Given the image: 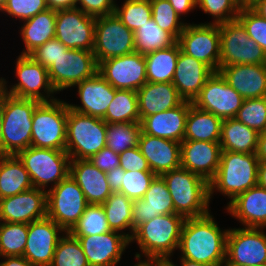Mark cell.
<instances>
[{
  "label": "cell",
  "instance_id": "cell-14",
  "mask_svg": "<svg viewBox=\"0 0 266 266\" xmlns=\"http://www.w3.org/2000/svg\"><path fill=\"white\" fill-rule=\"evenodd\" d=\"M98 73V63L93 51L68 49L48 68L50 82L55 91L70 89Z\"/></svg>",
  "mask_w": 266,
  "mask_h": 266
},
{
  "label": "cell",
  "instance_id": "cell-22",
  "mask_svg": "<svg viewBox=\"0 0 266 266\" xmlns=\"http://www.w3.org/2000/svg\"><path fill=\"white\" fill-rule=\"evenodd\" d=\"M73 88L77 89V98L81 103L73 104L68 101L69 108L101 119L104 118L116 92V89L98 73L92 78L79 82Z\"/></svg>",
  "mask_w": 266,
  "mask_h": 266
},
{
  "label": "cell",
  "instance_id": "cell-5",
  "mask_svg": "<svg viewBox=\"0 0 266 266\" xmlns=\"http://www.w3.org/2000/svg\"><path fill=\"white\" fill-rule=\"evenodd\" d=\"M39 103L3 91L2 156H16L31 146L32 118Z\"/></svg>",
  "mask_w": 266,
  "mask_h": 266
},
{
  "label": "cell",
  "instance_id": "cell-51",
  "mask_svg": "<svg viewBox=\"0 0 266 266\" xmlns=\"http://www.w3.org/2000/svg\"><path fill=\"white\" fill-rule=\"evenodd\" d=\"M67 50L68 48L59 40L52 38L42 46L36 48L29 54V56L34 61L40 63L43 67L48 69L53 63H55V60Z\"/></svg>",
  "mask_w": 266,
  "mask_h": 266
},
{
  "label": "cell",
  "instance_id": "cell-67",
  "mask_svg": "<svg viewBox=\"0 0 266 266\" xmlns=\"http://www.w3.org/2000/svg\"><path fill=\"white\" fill-rule=\"evenodd\" d=\"M157 266H165V261H157Z\"/></svg>",
  "mask_w": 266,
  "mask_h": 266
},
{
  "label": "cell",
  "instance_id": "cell-47",
  "mask_svg": "<svg viewBox=\"0 0 266 266\" xmlns=\"http://www.w3.org/2000/svg\"><path fill=\"white\" fill-rule=\"evenodd\" d=\"M235 118L258 133L265 131L266 97L244 99Z\"/></svg>",
  "mask_w": 266,
  "mask_h": 266
},
{
  "label": "cell",
  "instance_id": "cell-37",
  "mask_svg": "<svg viewBox=\"0 0 266 266\" xmlns=\"http://www.w3.org/2000/svg\"><path fill=\"white\" fill-rule=\"evenodd\" d=\"M132 204L133 201L120 192H112L102 204L110 229L129 240L132 238Z\"/></svg>",
  "mask_w": 266,
  "mask_h": 266
},
{
  "label": "cell",
  "instance_id": "cell-63",
  "mask_svg": "<svg viewBox=\"0 0 266 266\" xmlns=\"http://www.w3.org/2000/svg\"><path fill=\"white\" fill-rule=\"evenodd\" d=\"M3 91L0 89V156H2Z\"/></svg>",
  "mask_w": 266,
  "mask_h": 266
},
{
  "label": "cell",
  "instance_id": "cell-60",
  "mask_svg": "<svg viewBox=\"0 0 266 266\" xmlns=\"http://www.w3.org/2000/svg\"><path fill=\"white\" fill-rule=\"evenodd\" d=\"M249 7L260 17L266 19V0H255Z\"/></svg>",
  "mask_w": 266,
  "mask_h": 266
},
{
  "label": "cell",
  "instance_id": "cell-28",
  "mask_svg": "<svg viewBox=\"0 0 266 266\" xmlns=\"http://www.w3.org/2000/svg\"><path fill=\"white\" fill-rule=\"evenodd\" d=\"M191 105V101L184 100L173 109L146 116L140 121L141 132L181 143L184 141L186 118Z\"/></svg>",
  "mask_w": 266,
  "mask_h": 266
},
{
  "label": "cell",
  "instance_id": "cell-8",
  "mask_svg": "<svg viewBox=\"0 0 266 266\" xmlns=\"http://www.w3.org/2000/svg\"><path fill=\"white\" fill-rule=\"evenodd\" d=\"M107 123L69 108L65 151L71 159H89L106 147Z\"/></svg>",
  "mask_w": 266,
  "mask_h": 266
},
{
  "label": "cell",
  "instance_id": "cell-12",
  "mask_svg": "<svg viewBox=\"0 0 266 266\" xmlns=\"http://www.w3.org/2000/svg\"><path fill=\"white\" fill-rule=\"evenodd\" d=\"M265 229L242 226L229 228L224 266H266Z\"/></svg>",
  "mask_w": 266,
  "mask_h": 266
},
{
  "label": "cell",
  "instance_id": "cell-65",
  "mask_svg": "<svg viewBox=\"0 0 266 266\" xmlns=\"http://www.w3.org/2000/svg\"><path fill=\"white\" fill-rule=\"evenodd\" d=\"M7 0H0V12L2 11V9L4 8L5 4H6Z\"/></svg>",
  "mask_w": 266,
  "mask_h": 266
},
{
  "label": "cell",
  "instance_id": "cell-34",
  "mask_svg": "<svg viewBox=\"0 0 266 266\" xmlns=\"http://www.w3.org/2000/svg\"><path fill=\"white\" fill-rule=\"evenodd\" d=\"M223 119L210 112L189 107L184 141L220 142Z\"/></svg>",
  "mask_w": 266,
  "mask_h": 266
},
{
  "label": "cell",
  "instance_id": "cell-18",
  "mask_svg": "<svg viewBox=\"0 0 266 266\" xmlns=\"http://www.w3.org/2000/svg\"><path fill=\"white\" fill-rule=\"evenodd\" d=\"M98 74L115 89L137 91L147 82L145 56L133 52L104 60L98 64Z\"/></svg>",
  "mask_w": 266,
  "mask_h": 266
},
{
  "label": "cell",
  "instance_id": "cell-33",
  "mask_svg": "<svg viewBox=\"0 0 266 266\" xmlns=\"http://www.w3.org/2000/svg\"><path fill=\"white\" fill-rule=\"evenodd\" d=\"M259 133L236 118L223 119L220 145L222 151L256 154Z\"/></svg>",
  "mask_w": 266,
  "mask_h": 266
},
{
  "label": "cell",
  "instance_id": "cell-46",
  "mask_svg": "<svg viewBox=\"0 0 266 266\" xmlns=\"http://www.w3.org/2000/svg\"><path fill=\"white\" fill-rule=\"evenodd\" d=\"M242 5L238 0H196V8L210 15L207 24H223L237 19Z\"/></svg>",
  "mask_w": 266,
  "mask_h": 266
},
{
  "label": "cell",
  "instance_id": "cell-57",
  "mask_svg": "<svg viewBox=\"0 0 266 266\" xmlns=\"http://www.w3.org/2000/svg\"><path fill=\"white\" fill-rule=\"evenodd\" d=\"M48 9L59 11L71 8H77L78 0H45Z\"/></svg>",
  "mask_w": 266,
  "mask_h": 266
},
{
  "label": "cell",
  "instance_id": "cell-30",
  "mask_svg": "<svg viewBox=\"0 0 266 266\" xmlns=\"http://www.w3.org/2000/svg\"><path fill=\"white\" fill-rule=\"evenodd\" d=\"M69 175L83 191L88 204L102 205L112 193L106 172L87 159H71Z\"/></svg>",
  "mask_w": 266,
  "mask_h": 266
},
{
  "label": "cell",
  "instance_id": "cell-20",
  "mask_svg": "<svg viewBox=\"0 0 266 266\" xmlns=\"http://www.w3.org/2000/svg\"><path fill=\"white\" fill-rule=\"evenodd\" d=\"M47 216V193L31 188L11 197L0 199V222L26 223Z\"/></svg>",
  "mask_w": 266,
  "mask_h": 266
},
{
  "label": "cell",
  "instance_id": "cell-16",
  "mask_svg": "<svg viewBox=\"0 0 266 266\" xmlns=\"http://www.w3.org/2000/svg\"><path fill=\"white\" fill-rule=\"evenodd\" d=\"M244 98L222 77L214 72L205 82L192 104L221 119L235 118Z\"/></svg>",
  "mask_w": 266,
  "mask_h": 266
},
{
  "label": "cell",
  "instance_id": "cell-55",
  "mask_svg": "<svg viewBox=\"0 0 266 266\" xmlns=\"http://www.w3.org/2000/svg\"><path fill=\"white\" fill-rule=\"evenodd\" d=\"M177 13V15L184 20L189 12H194L196 8V0H168ZM187 15V16H186ZM184 17V18H183Z\"/></svg>",
  "mask_w": 266,
  "mask_h": 266
},
{
  "label": "cell",
  "instance_id": "cell-52",
  "mask_svg": "<svg viewBox=\"0 0 266 266\" xmlns=\"http://www.w3.org/2000/svg\"><path fill=\"white\" fill-rule=\"evenodd\" d=\"M120 167L124 171H151L138 146L119 154Z\"/></svg>",
  "mask_w": 266,
  "mask_h": 266
},
{
  "label": "cell",
  "instance_id": "cell-3",
  "mask_svg": "<svg viewBox=\"0 0 266 266\" xmlns=\"http://www.w3.org/2000/svg\"><path fill=\"white\" fill-rule=\"evenodd\" d=\"M259 163L253 153L221 151L217 173L209 182L210 202L218 192L231 202L239 194L256 186Z\"/></svg>",
  "mask_w": 266,
  "mask_h": 266
},
{
  "label": "cell",
  "instance_id": "cell-49",
  "mask_svg": "<svg viewBox=\"0 0 266 266\" xmlns=\"http://www.w3.org/2000/svg\"><path fill=\"white\" fill-rule=\"evenodd\" d=\"M237 20L243 25L248 36L266 52V19L260 17L249 6H242Z\"/></svg>",
  "mask_w": 266,
  "mask_h": 266
},
{
  "label": "cell",
  "instance_id": "cell-13",
  "mask_svg": "<svg viewBox=\"0 0 266 266\" xmlns=\"http://www.w3.org/2000/svg\"><path fill=\"white\" fill-rule=\"evenodd\" d=\"M135 52L134 32L115 13L96 17L93 53L97 63Z\"/></svg>",
  "mask_w": 266,
  "mask_h": 266
},
{
  "label": "cell",
  "instance_id": "cell-36",
  "mask_svg": "<svg viewBox=\"0 0 266 266\" xmlns=\"http://www.w3.org/2000/svg\"><path fill=\"white\" fill-rule=\"evenodd\" d=\"M180 50V45L176 42L166 49H159L144 55L147 82H172Z\"/></svg>",
  "mask_w": 266,
  "mask_h": 266
},
{
  "label": "cell",
  "instance_id": "cell-6",
  "mask_svg": "<svg viewBox=\"0 0 266 266\" xmlns=\"http://www.w3.org/2000/svg\"><path fill=\"white\" fill-rule=\"evenodd\" d=\"M16 156L28 171L33 186L46 192L70 174L71 158L65 150L30 146Z\"/></svg>",
  "mask_w": 266,
  "mask_h": 266
},
{
  "label": "cell",
  "instance_id": "cell-19",
  "mask_svg": "<svg viewBox=\"0 0 266 266\" xmlns=\"http://www.w3.org/2000/svg\"><path fill=\"white\" fill-rule=\"evenodd\" d=\"M65 231L51 218L44 217L28 224L23 257L34 266H50L59 239Z\"/></svg>",
  "mask_w": 266,
  "mask_h": 266
},
{
  "label": "cell",
  "instance_id": "cell-32",
  "mask_svg": "<svg viewBox=\"0 0 266 266\" xmlns=\"http://www.w3.org/2000/svg\"><path fill=\"white\" fill-rule=\"evenodd\" d=\"M56 15L57 11L47 9L20 22L18 33L25 46L23 45L24 48L19 55H29L39 46L55 38Z\"/></svg>",
  "mask_w": 266,
  "mask_h": 266
},
{
  "label": "cell",
  "instance_id": "cell-9",
  "mask_svg": "<svg viewBox=\"0 0 266 266\" xmlns=\"http://www.w3.org/2000/svg\"><path fill=\"white\" fill-rule=\"evenodd\" d=\"M67 116V101L40 102L33 113L31 146L65 150Z\"/></svg>",
  "mask_w": 266,
  "mask_h": 266
},
{
  "label": "cell",
  "instance_id": "cell-50",
  "mask_svg": "<svg viewBox=\"0 0 266 266\" xmlns=\"http://www.w3.org/2000/svg\"><path fill=\"white\" fill-rule=\"evenodd\" d=\"M47 9L45 0H7L0 13L22 22Z\"/></svg>",
  "mask_w": 266,
  "mask_h": 266
},
{
  "label": "cell",
  "instance_id": "cell-61",
  "mask_svg": "<svg viewBox=\"0 0 266 266\" xmlns=\"http://www.w3.org/2000/svg\"><path fill=\"white\" fill-rule=\"evenodd\" d=\"M260 187L266 189V161H262L258 166V183Z\"/></svg>",
  "mask_w": 266,
  "mask_h": 266
},
{
  "label": "cell",
  "instance_id": "cell-39",
  "mask_svg": "<svg viewBox=\"0 0 266 266\" xmlns=\"http://www.w3.org/2000/svg\"><path fill=\"white\" fill-rule=\"evenodd\" d=\"M103 120L106 123L140 122L137 91L116 89Z\"/></svg>",
  "mask_w": 266,
  "mask_h": 266
},
{
  "label": "cell",
  "instance_id": "cell-53",
  "mask_svg": "<svg viewBox=\"0 0 266 266\" xmlns=\"http://www.w3.org/2000/svg\"><path fill=\"white\" fill-rule=\"evenodd\" d=\"M117 0H78L77 8L85 14L99 17L113 14Z\"/></svg>",
  "mask_w": 266,
  "mask_h": 266
},
{
  "label": "cell",
  "instance_id": "cell-43",
  "mask_svg": "<svg viewBox=\"0 0 266 266\" xmlns=\"http://www.w3.org/2000/svg\"><path fill=\"white\" fill-rule=\"evenodd\" d=\"M115 6L114 13L133 32L152 18L150 0H124Z\"/></svg>",
  "mask_w": 266,
  "mask_h": 266
},
{
  "label": "cell",
  "instance_id": "cell-21",
  "mask_svg": "<svg viewBox=\"0 0 266 266\" xmlns=\"http://www.w3.org/2000/svg\"><path fill=\"white\" fill-rule=\"evenodd\" d=\"M74 237L79 240L90 266H118L130 245V240L116 231Z\"/></svg>",
  "mask_w": 266,
  "mask_h": 266
},
{
  "label": "cell",
  "instance_id": "cell-26",
  "mask_svg": "<svg viewBox=\"0 0 266 266\" xmlns=\"http://www.w3.org/2000/svg\"><path fill=\"white\" fill-rule=\"evenodd\" d=\"M218 72L244 99L266 97V64L230 65Z\"/></svg>",
  "mask_w": 266,
  "mask_h": 266
},
{
  "label": "cell",
  "instance_id": "cell-2",
  "mask_svg": "<svg viewBox=\"0 0 266 266\" xmlns=\"http://www.w3.org/2000/svg\"><path fill=\"white\" fill-rule=\"evenodd\" d=\"M185 217L172 213L158 215L138 226L130 239L136 243L140 252H135V259L168 261L178 250Z\"/></svg>",
  "mask_w": 266,
  "mask_h": 266
},
{
  "label": "cell",
  "instance_id": "cell-59",
  "mask_svg": "<svg viewBox=\"0 0 266 266\" xmlns=\"http://www.w3.org/2000/svg\"><path fill=\"white\" fill-rule=\"evenodd\" d=\"M256 155L260 162L266 161V130L259 133Z\"/></svg>",
  "mask_w": 266,
  "mask_h": 266
},
{
  "label": "cell",
  "instance_id": "cell-62",
  "mask_svg": "<svg viewBox=\"0 0 266 266\" xmlns=\"http://www.w3.org/2000/svg\"><path fill=\"white\" fill-rule=\"evenodd\" d=\"M179 258V266H209L207 264H204V263H200V262H195V261H190V260H187V259H184V258ZM173 266H178V263L175 262L172 260V259H169L168 260Z\"/></svg>",
  "mask_w": 266,
  "mask_h": 266
},
{
  "label": "cell",
  "instance_id": "cell-44",
  "mask_svg": "<svg viewBox=\"0 0 266 266\" xmlns=\"http://www.w3.org/2000/svg\"><path fill=\"white\" fill-rule=\"evenodd\" d=\"M112 231L102 205L89 204L84 213L69 231L72 236H89Z\"/></svg>",
  "mask_w": 266,
  "mask_h": 266
},
{
  "label": "cell",
  "instance_id": "cell-69",
  "mask_svg": "<svg viewBox=\"0 0 266 266\" xmlns=\"http://www.w3.org/2000/svg\"><path fill=\"white\" fill-rule=\"evenodd\" d=\"M242 6H245V0H238Z\"/></svg>",
  "mask_w": 266,
  "mask_h": 266
},
{
  "label": "cell",
  "instance_id": "cell-31",
  "mask_svg": "<svg viewBox=\"0 0 266 266\" xmlns=\"http://www.w3.org/2000/svg\"><path fill=\"white\" fill-rule=\"evenodd\" d=\"M137 96L140 121L146 116L173 109L184 101L172 82H146L137 90Z\"/></svg>",
  "mask_w": 266,
  "mask_h": 266
},
{
  "label": "cell",
  "instance_id": "cell-27",
  "mask_svg": "<svg viewBox=\"0 0 266 266\" xmlns=\"http://www.w3.org/2000/svg\"><path fill=\"white\" fill-rule=\"evenodd\" d=\"M224 209L243 227L266 228V189L257 184L228 202Z\"/></svg>",
  "mask_w": 266,
  "mask_h": 266
},
{
  "label": "cell",
  "instance_id": "cell-11",
  "mask_svg": "<svg viewBox=\"0 0 266 266\" xmlns=\"http://www.w3.org/2000/svg\"><path fill=\"white\" fill-rule=\"evenodd\" d=\"M220 67L266 64V52L251 39L236 19L219 25Z\"/></svg>",
  "mask_w": 266,
  "mask_h": 266
},
{
  "label": "cell",
  "instance_id": "cell-56",
  "mask_svg": "<svg viewBox=\"0 0 266 266\" xmlns=\"http://www.w3.org/2000/svg\"><path fill=\"white\" fill-rule=\"evenodd\" d=\"M125 171L121 167L112 169L106 173L107 181L112 192H119L121 190V179Z\"/></svg>",
  "mask_w": 266,
  "mask_h": 266
},
{
  "label": "cell",
  "instance_id": "cell-25",
  "mask_svg": "<svg viewBox=\"0 0 266 266\" xmlns=\"http://www.w3.org/2000/svg\"><path fill=\"white\" fill-rule=\"evenodd\" d=\"M138 147L155 175L181 167V143L177 141L141 132Z\"/></svg>",
  "mask_w": 266,
  "mask_h": 266
},
{
  "label": "cell",
  "instance_id": "cell-17",
  "mask_svg": "<svg viewBox=\"0 0 266 266\" xmlns=\"http://www.w3.org/2000/svg\"><path fill=\"white\" fill-rule=\"evenodd\" d=\"M96 17L79 8L57 11L55 38L68 49L93 51Z\"/></svg>",
  "mask_w": 266,
  "mask_h": 266
},
{
  "label": "cell",
  "instance_id": "cell-4",
  "mask_svg": "<svg viewBox=\"0 0 266 266\" xmlns=\"http://www.w3.org/2000/svg\"><path fill=\"white\" fill-rule=\"evenodd\" d=\"M161 176L167 184L175 213L185 218H193L204 216L211 211L209 183L204 178L182 167L165 172Z\"/></svg>",
  "mask_w": 266,
  "mask_h": 266
},
{
  "label": "cell",
  "instance_id": "cell-42",
  "mask_svg": "<svg viewBox=\"0 0 266 266\" xmlns=\"http://www.w3.org/2000/svg\"><path fill=\"white\" fill-rule=\"evenodd\" d=\"M50 266H90L77 238L69 232L59 239Z\"/></svg>",
  "mask_w": 266,
  "mask_h": 266
},
{
  "label": "cell",
  "instance_id": "cell-24",
  "mask_svg": "<svg viewBox=\"0 0 266 266\" xmlns=\"http://www.w3.org/2000/svg\"><path fill=\"white\" fill-rule=\"evenodd\" d=\"M221 151L219 142L182 141L181 167L209 183L217 173Z\"/></svg>",
  "mask_w": 266,
  "mask_h": 266
},
{
  "label": "cell",
  "instance_id": "cell-29",
  "mask_svg": "<svg viewBox=\"0 0 266 266\" xmlns=\"http://www.w3.org/2000/svg\"><path fill=\"white\" fill-rule=\"evenodd\" d=\"M213 73L206 64L180 50L172 83L184 100L192 102Z\"/></svg>",
  "mask_w": 266,
  "mask_h": 266
},
{
  "label": "cell",
  "instance_id": "cell-66",
  "mask_svg": "<svg viewBox=\"0 0 266 266\" xmlns=\"http://www.w3.org/2000/svg\"><path fill=\"white\" fill-rule=\"evenodd\" d=\"M255 0H245V6H249L251 3H253Z\"/></svg>",
  "mask_w": 266,
  "mask_h": 266
},
{
  "label": "cell",
  "instance_id": "cell-15",
  "mask_svg": "<svg viewBox=\"0 0 266 266\" xmlns=\"http://www.w3.org/2000/svg\"><path fill=\"white\" fill-rule=\"evenodd\" d=\"M177 42L181 51L204 64L213 72L220 67V29L217 24L186 23Z\"/></svg>",
  "mask_w": 266,
  "mask_h": 266
},
{
  "label": "cell",
  "instance_id": "cell-45",
  "mask_svg": "<svg viewBox=\"0 0 266 266\" xmlns=\"http://www.w3.org/2000/svg\"><path fill=\"white\" fill-rule=\"evenodd\" d=\"M152 19L162 29L169 32L176 40L187 22L180 18L168 0H150Z\"/></svg>",
  "mask_w": 266,
  "mask_h": 266
},
{
  "label": "cell",
  "instance_id": "cell-38",
  "mask_svg": "<svg viewBox=\"0 0 266 266\" xmlns=\"http://www.w3.org/2000/svg\"><path fill=\"white\" fill-rule=\"evenodd\" d=\"M135 52L146 55L159 49L174 45L177 40L167 31L162 30L151 18L134 31Z\"/></svg>",
  "mask_w": 266,
  "mask_h": 266
},
{
  "label": "cell",
  "instance_id": "cell-48",
  "mask_svg": "<svg viewBox=\"0 0 266 266\" xmlns=\"http://www.w3.org/2000/svg\"><path fill=\"white\" fill-rule=\"evenodd\" d=\"M156 175L152 171H125L121 179L120 193L132 201L144 197Z\"/></svg>",
  "mask_w": 266,
  "mask_h": 266
},
{
  "label": "cell",
  "instance_id": "cell-10",
  "mask_svg": "<svg viewBox=\"0 0 266 266\" xmlns=\"http://www.w3.org/2000/svg\"><path fill=\"white\" fill-rule=\"evenodd\" d=\"M46 193L47 217L51 218L65 232H69L89 205L83 191L68 175Z\"/></svg>",
  "mask_w": 266,
  "mask_h": 266
},
{
  "label": "cell",
  "instance_id": "cell-54",
  "mask_svg": "<svg viewBox=\"0 0 266 266\" xmlns=\"http://www.w3.org/2000/svg\"><path fill=\"white\" fill-rule=\"evenodd\" d=\"M88 160L99 170L106 173L111 171L112 169L120 167L119 154L115 153L108 147H104L95 155L91 156Z\"/></svg>",
  "mask_w": 266,
  "mask_h": 266
},
{
  "label": "cell",
  "instance_id": "cell-64",
  "mask_svg": "<svg viewBox=\"0 0 266 266\" xmlns=\"http://www.w3.org/2000/svg\"><path fill=\"white\" fill-rule=\"evenodd\" d=\"M133 266H157V261L136 259V263H134Z\"/></svg>",
  "mask_w": 266,
  "mask_h": 266
},
{
  "label": "cell",
  "instance_id": "cell-68",
  "mask_svg": "<svg viewBox=\"0 0 266 266\" xmlns=\"http://www.w3.org/2000/svg\"><path fill=\"white\" fill-rule=\"evenodd\" d=\"M165 266H173L169 261H165Z\"/></svg>",
  "mask_w": 266,
  "mask_h": 266
},
{
  "label": "cell",
  "instance_id": "cell-7",
  "mask_svg": "<svg viewBox=\"0 0 266 266\" xmlns=\"http://www.w3.org/2000/svg\"><path fill=\"white\" fill-rule=\"evenodd\" d=\"M15 74L17 83L8 85L4 77H0V89L7 94L50 102L58 99V93L53 88L48 74V69L34 61L29 55H18L15 62Z\"/></svg>",
  "mask_w": 266,
  "mask_h": 266
},
{
  "label": "cell",
  "instance_id": "cell-40",
  "mask_svg": "<svg viewBox=\"0 0 266 266\" xmlns=\"http://www.w3.org/2000/svg\"><path fill=\"white\" fill-rule=\"evenodd\" d=\"M140 134V122L107 123L106 147L120 154L138 146Z\"/></svg>",
  "mask_w": 266,
  "mask_h": 266
},
{
  "label": "cell",
  "instance_id": "cell-41",
  "mask_svg": "<svg viewBox=\"0 0 266 266\" xmlns=\"http://www.w3.org/2000/svg\"><path fill=\"white\" fill-rule=\"evenodd\" d=\"M28 224L0 222V257L23 256Z\"/></svg>",
  "mask_w": 266,
  "mask_h": 266
},
{
  "label": "cell",
  "instance_id": "cell-23",
  "mask_svg": "<svg viewBox=\"0 0 266 266\" xmlns=\"http://www.w3.org/2000/svg\"><path fill=\"white\" fill-rule=\"evenodd\" d=\"M172 213H175L174 204L167 184L162 176L156 175L144 197L133 201L132 235L142 223L150 221L158 215Z\"/></svg>",
  "mask_w": 266,
  "mask_h": 266
},
{
  "label": "cell",
  "instance_id": "cell-1",
  "mask_svg": "<svg viewBox=\"0 0 266 266\" xmlns=\"http://www.w3.org/2000/svg\"><path fill=\"white\" fill-rule=\"evenodd\" d=\"M211 211L201 217L186 218L182 227L179 257L209 266H224L229 228L222 229Z\"/></svg>",
  "mask_w": 266,
  "mask_h": 266
},
{
  "label": "cell",
  "instance_id": "cell-58",
  "mask_svg": "<svg viewBox=\"0 0 266 266\" xmlns=\"http://www.w3.org/2000/svg\"><path fill=\"white\" fill-rule=\"evenodd\" d=\"M0 266H34V265L30 263L23 256H7V257H0Z\"/></svg>",
  "mask_w": 266,
  "mask_h": 266
},
{
  "label": "cell",
  "instance_id": "cell-35",
  "mask_svg": "<svg viewBox=\"0 0 266 266\" xmlns=\"http://www.w3.org/2000/svg\"><path fill=\"white\" fill-rule=\"evenodd\" d=\"M33 187L28 171L17 156H0V199Z\"/></svg>",
  "mask_w": 266,
  "mask_h": 266
}]
</instances>
